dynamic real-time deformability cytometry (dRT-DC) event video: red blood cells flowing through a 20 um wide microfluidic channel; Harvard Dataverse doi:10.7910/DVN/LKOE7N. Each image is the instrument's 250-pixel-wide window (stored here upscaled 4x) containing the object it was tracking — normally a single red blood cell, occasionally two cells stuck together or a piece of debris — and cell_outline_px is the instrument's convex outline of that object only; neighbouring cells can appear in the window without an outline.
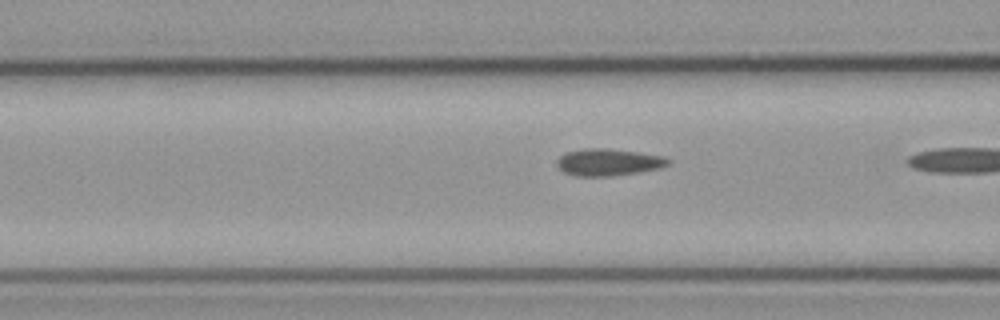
{"species": "common noctule bat (a hibernating species)", "species_latin": "Nyctalus noctula", "temperature_condition": "cold", "stored_images_in_passage": 19, "camera_frame_rate_fps": 3000, "um_per_image_px": 0.085, "animal": {"sex": "male", "body_mass_g": 23.1, "forearm_length_mm": 52.7}, "frame": {"image": 1, "passage_image": 18, "time_ms": 5.667, "image_size_px": [1000, 320], "cell_outline_px": [[672, 160], [668, 164], [660, 168], [640, 172], [612, 176], [576, 176], [564, 172], [556, 164], [556, 160], [564, 152], [584, 148], [604, 148], [636, 152], [664, 156]], "centroid_in_image_um": [51.7, 13.79], "position_along_channel_um": 114.9, "area_um2": 17.57}}